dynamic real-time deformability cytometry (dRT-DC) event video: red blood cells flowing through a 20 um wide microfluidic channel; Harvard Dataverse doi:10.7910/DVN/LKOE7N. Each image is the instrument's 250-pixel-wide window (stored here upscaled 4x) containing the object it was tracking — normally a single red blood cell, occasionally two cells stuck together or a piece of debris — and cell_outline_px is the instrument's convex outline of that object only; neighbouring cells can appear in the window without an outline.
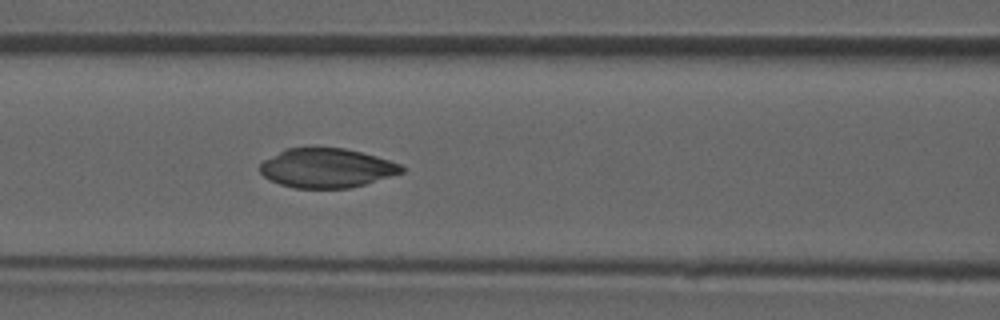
{"species": "common noctule bat (a hibernating species)", "species_latin": "Nyctalus noctula", "temperature_condition": "room temperature", "stored_images_in_passage": 33, "camera_frame_rate_fps": 3000, "um_per_image_px": 0.085, "animal": {"sex": "male", "forearm_length_mm": 52.5}, "frame": {"image": 1, "passage_image": 10, "time_ms": 3.0, "image_size_px": [1000, 320], "cell_outline_px": [[404, 172], [364, 184], [348, 188], [292, 188], [280, 184], [264, 176], [260, 172], [260, 164], [264, 160], [284, 148], [312, 144], [344, 148], [376, 156], [400, 164], [404, 168]], "centroid_in_image_um": [27.72, 14.23], "position_along_channel_um": 138.9, "area_um2": 33.06}}